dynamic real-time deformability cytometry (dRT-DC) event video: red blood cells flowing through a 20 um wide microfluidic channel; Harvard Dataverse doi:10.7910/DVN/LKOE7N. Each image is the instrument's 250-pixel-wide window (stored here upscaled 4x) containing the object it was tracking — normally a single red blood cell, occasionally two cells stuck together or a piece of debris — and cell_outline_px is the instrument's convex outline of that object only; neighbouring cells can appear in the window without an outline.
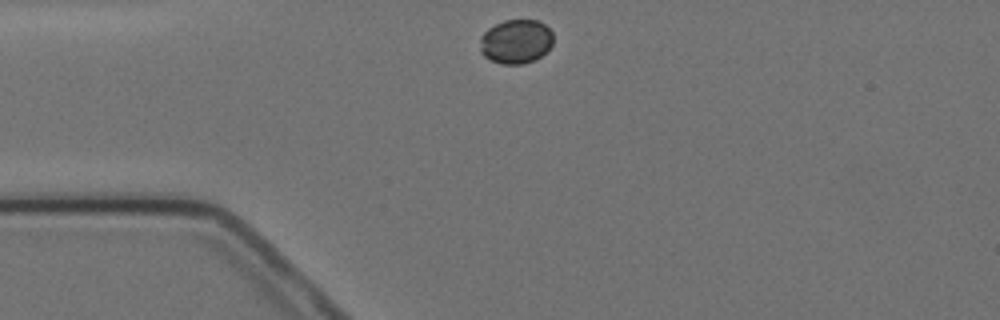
{"species": "Egyptian fruit bat (a non-hibernating species)", "species_latin": "Rousettus aegyptiacus", "temperature_condition": "cold", "stored_images_in_passage": 4, "camera_frame_rate_fps": 3000, "um_per_image_px": 0.085, "animal": {"sex": "female"}, "frame": {"image": 1, "passage_image": 1, "time_ms": 0.0, "image_size_px": [1000, 320], "cell_outline_px": [[552, 44], [536, 60], [524, 64], [500, 64], [484, 56], [480, 52], [480, 36], [488, 28], [504, 20], [536, 20], [544, 24], [552, 32]], "centroid_in_image_um": [43.83, 3.53], "position_along_channel_um": 41.2, "area_um2": 18.84}}
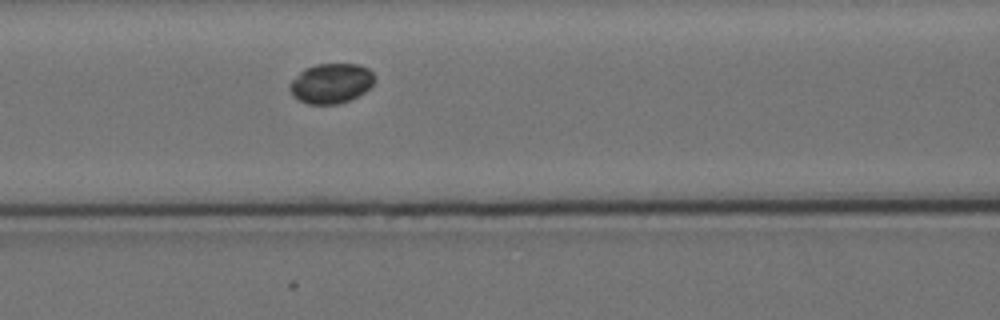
{"frame": {"image": 2, "passage_image": 4, "time_ms": 3.333, "image_size_px": [1000, 320], "cell_outline_px": [[376, 80], [364, 92], [348, 100], [336, 104], [308, 104], [292, 96], [288, 88], [288, 84], [304, 68], [316, 64], [360, 64], [368, 68], [376, 76]], "centroid_in_image_um": [28.13, 7.07], "position_along_channel_um": 138.5, "area_um2": 19.83}}